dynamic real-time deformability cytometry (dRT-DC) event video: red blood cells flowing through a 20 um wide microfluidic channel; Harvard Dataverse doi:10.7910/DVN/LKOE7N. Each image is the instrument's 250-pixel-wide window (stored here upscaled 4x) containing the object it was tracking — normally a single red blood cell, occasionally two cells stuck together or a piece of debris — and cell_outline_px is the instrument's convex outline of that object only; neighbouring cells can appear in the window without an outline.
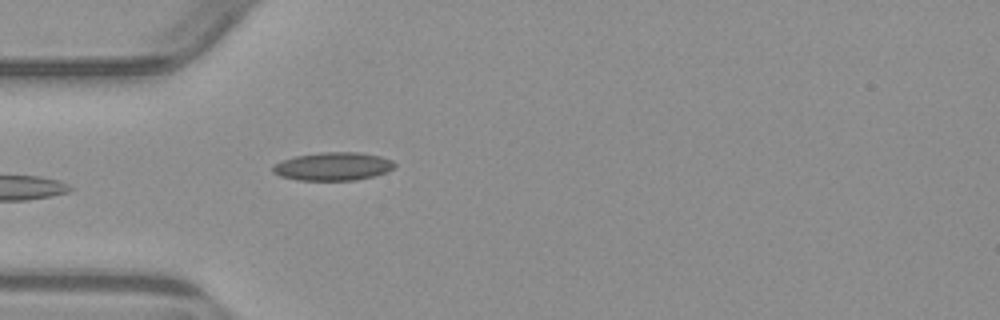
{"species": "common noctule bat (a hibernating species)", "species_latin": "Nyctalus noctula", "temperature_condition": "warm", "stored_images_in_passage": 4, "camera_frame_rate_fps": 3000, "um_per_image_px": 0.085, "animal": {"sex": "male", "body_mass_g": 23.1, "forearm_length_mm": 52.7}, "frame": {"image": 1, "passage_image": 4, "time_ms": 4.667, "image_size_px": [1000, 320], "cell_outline_px": [[396, 164], [388, 172], [356, 180], [296, 180], [280, 176], [272, 172], [272, 164], [296, 156], [320, 152], [360, 152], [380, 156], [392, 160]], "centroid_in_image_um": [28.29, 14.14], "position_along_channel_um": 56.7, "area_um2": 20.06}}